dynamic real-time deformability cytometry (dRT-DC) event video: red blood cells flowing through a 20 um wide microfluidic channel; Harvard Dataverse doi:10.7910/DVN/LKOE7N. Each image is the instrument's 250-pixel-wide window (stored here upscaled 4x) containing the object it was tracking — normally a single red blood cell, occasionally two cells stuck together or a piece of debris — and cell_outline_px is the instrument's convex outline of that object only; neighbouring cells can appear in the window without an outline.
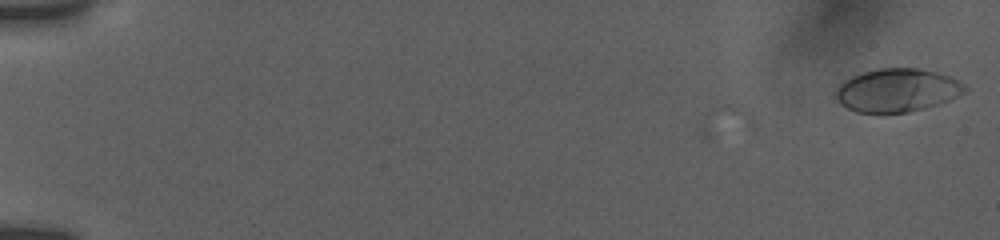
{"species": "human", "species_latin": "Homo sapiens", "temperature_condition": "room temperature", "stored_images_in_passage": 8, "camera_frame_rate_fps": 3000, "um_per_image_px": 0.085, "donor": {"sex": "female"}, "frame": {"image": 1, "passage_image": 1, "time_ms": 0.0, "image_size_px": [1000, 240], "cell_outline_px": [[968, 88], [964, 92], [948, 100], [924, 108], [908, 112], [856, 112], [840, 104], [836, 96], [836, 88], [844, 80], [852, 76], [864, 72], [880, 68], [916, 68], [936, 72], [960, 80]], "centroid_in_image_um": [76.25, 7.66], "position_along_channel_um": 8.8, "area_um2": 32.19}}